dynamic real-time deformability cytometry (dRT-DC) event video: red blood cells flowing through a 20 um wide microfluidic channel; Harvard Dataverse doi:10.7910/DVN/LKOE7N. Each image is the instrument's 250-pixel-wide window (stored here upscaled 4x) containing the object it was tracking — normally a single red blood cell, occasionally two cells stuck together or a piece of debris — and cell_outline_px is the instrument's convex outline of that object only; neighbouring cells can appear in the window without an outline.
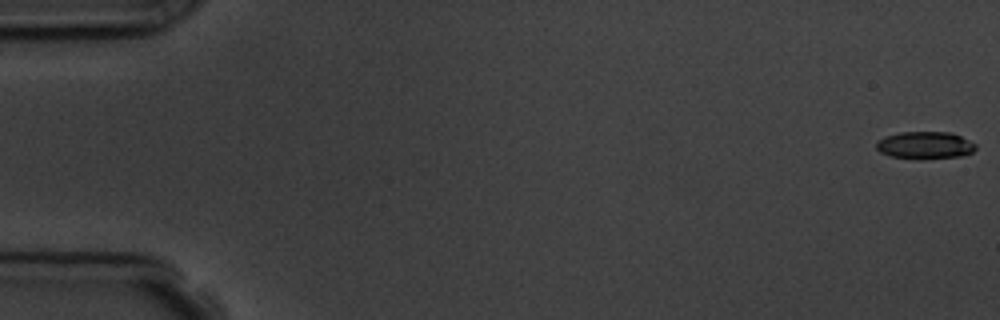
{"species": "common noctule bat (a hibernating species)", "species_latin": "Nyctalus noctula", "temperature_condition": "room temperature", "stored_images_in_passage": 6, "camera_frame_rate_fps": 3000, "um_per_image_px": 0.085, "animal": {"sex": "male", "body_mass_g": 19.5, "forearm_length_mm": 54.6}, "frame": {"image": 1, "passage_image": 1, "time_ms": 0.0, "image_size_px": [1000, 320], "cell_outline_px": [[976, 148], [972, 152], [960, 156], [924, 160], [920, 160], [892, 156], [880, 152], [876, 148], [876, 140], [884, 136], [900, 132], [948, 132], [960, 136], [976, 144]], "centroid_in_image_um": [78.59, 12.35], "position_along_channel_um": 6.4, "area_um2": 16.01}}
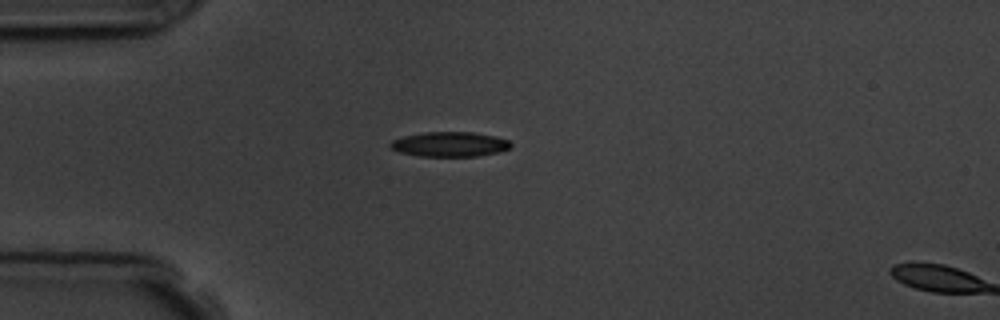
{"frame": {"image": 2, "passage_image": 5, "time_ms": 4.667, "image_size_px": [1000, 320], "cell_outline_px": [[512, 148], [500, 152], [476, 156], [420, 156], [400, 152], [392, 148], [388, 144], [392, 140], [404, 136], [424, 132], [472, 132], [496, 136], [508, 140], [512, 144]], "centroid_in_image_um": [38.26, 12.26], "position_along_channel_um": 46.7, "area_um2": 17.46}}